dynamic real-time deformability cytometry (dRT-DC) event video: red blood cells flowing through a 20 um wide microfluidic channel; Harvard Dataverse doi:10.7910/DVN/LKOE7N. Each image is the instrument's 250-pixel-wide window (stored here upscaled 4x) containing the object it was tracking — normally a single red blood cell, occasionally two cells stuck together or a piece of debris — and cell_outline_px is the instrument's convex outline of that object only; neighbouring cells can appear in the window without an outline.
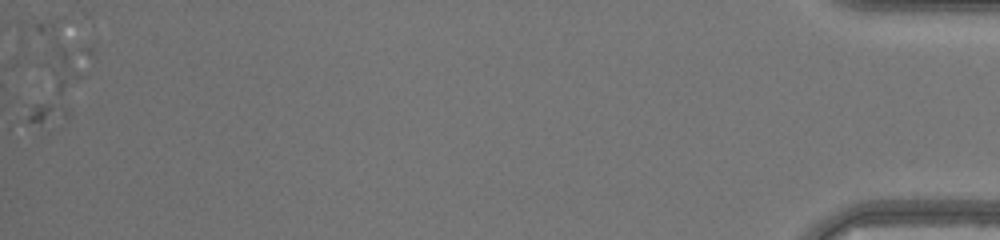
{"species": "human", "species_latin": "Homo sapiens", "temperature_condition": "warm", "stored_images_in_passage": 40, "camera_frame_rate_fps": 3000, "um_per_image_px": 0.085, "donor": {"sex": "female"}, "frame": {"image": 1, "passage_image": 40, "time_ms": 13.0, "image_size_px": [1000, 240], "cell_outline_px": [[92, 56], [72, 112], [68, 116], [40, 124], [28, 120], [12, 28], [12, 24], [20, 20], [56, 20], [92, 48]], "centroid_in_image_um": [4.24, 5.76], "position_along_channel_um": 431.0, "area_um2": 43.52}}